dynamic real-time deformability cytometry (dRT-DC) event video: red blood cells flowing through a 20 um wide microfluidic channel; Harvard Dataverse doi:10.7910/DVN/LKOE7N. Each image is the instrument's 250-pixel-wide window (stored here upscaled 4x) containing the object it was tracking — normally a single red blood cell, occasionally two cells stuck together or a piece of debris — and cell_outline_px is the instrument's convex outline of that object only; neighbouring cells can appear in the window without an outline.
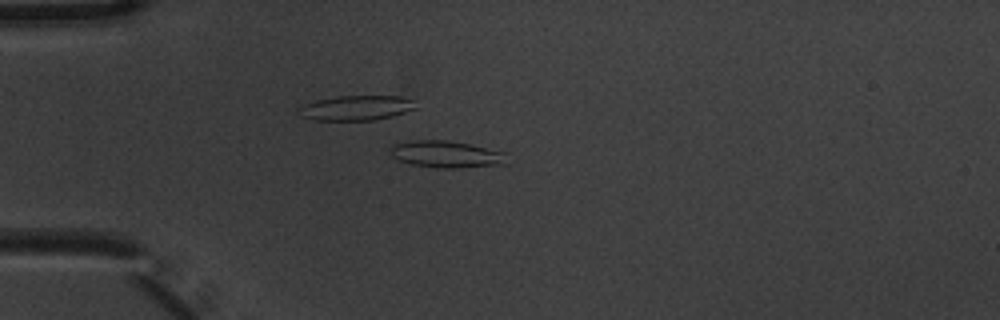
{"species": "common noctule bat (a hibernating species)", "species_latin": "Nyctalus noctula", "temperature_condition": "warm", "stored_images_in_passage": 7, "camera_frame_rate_fps": 3000, "um_per_image_px": 0.085, "animal": {"sex": "male", "body_mass_g": 20.1, "forearm_length_mm": 53.5}, "frame": {"image": 1, "passage_image": 4, "time_ms": 1.0, "image_size_px": [1000, 320], "cell_outline_px": [[508, 164], [456, 168], [436, 168], [412, 164], [396, 160], [392, 156], [388, 148], [392, 144], [408, 140], [448, 140], [468, 144], [504, 152]], "centroid_in_image_um": [37.87, 13.11], "position_along_channel_um": 47.1, "area_um2": 18.44}}
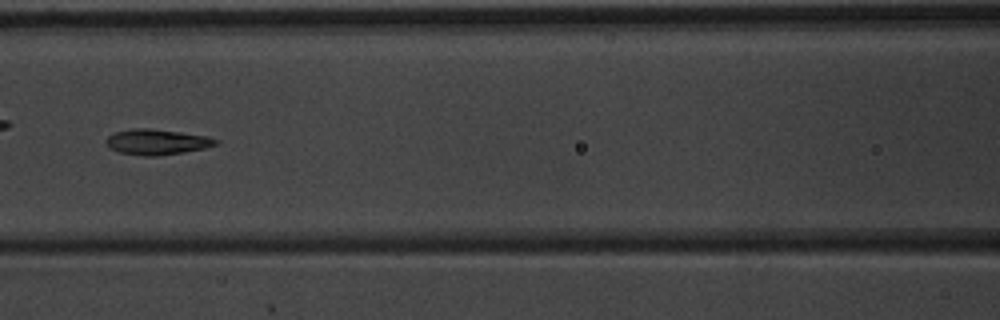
{"frame": {"image": 2, "passage_image": 7, "time_ms": 2.0, "image_size_px": [1000, 320], "cell_outline_px": [[220, 144], [204, 148], [184, 152], [160, 156], [144, 156], [120, 152], [108, 148], [104, 140], [112, 132], [132, 128], [152, 128], [208, 136], [220, 140]], "centroid_in_image_um": [13.32, 12.06], "position_along_channel_um": 153.3, "area_um2": 16.65}}